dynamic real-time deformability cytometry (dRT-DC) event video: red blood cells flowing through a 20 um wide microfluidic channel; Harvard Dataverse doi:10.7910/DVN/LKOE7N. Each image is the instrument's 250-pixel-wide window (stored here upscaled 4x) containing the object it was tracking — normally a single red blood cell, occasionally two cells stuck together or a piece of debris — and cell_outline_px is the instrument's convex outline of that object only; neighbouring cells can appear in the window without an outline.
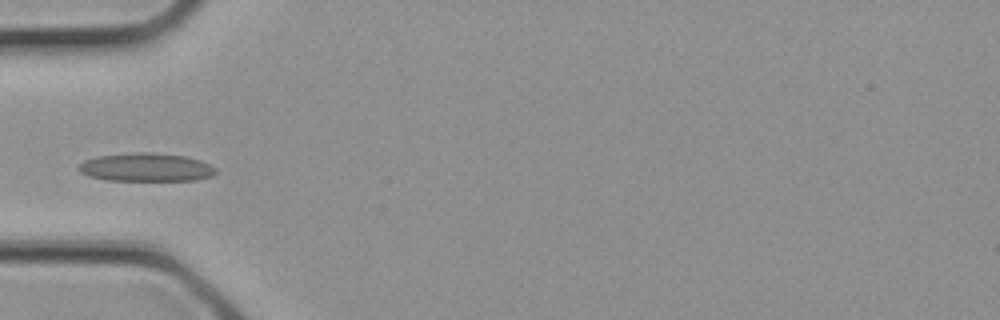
{"species": "common noctule bat (a hibernating species)", "species_latin": "Nyctalus noctula", "temperature_condition": "cold", "stored_images_in_passage": 2, "camera_frame_rate_fps": 3000, "um_per_image_px": 0.085, "animal": {"sex": "female", "body_mass_g": 21.9}, "frame": {"image": 1, "passage_image": 2, "time_ms": 0.333, "image_size_px": [1000, 320], "cell_outline_px": [[216, 172], [212, 176], [196, 180], [108, 180], [88, 176], [80, 172], [76, 168], [84, 160], [96, 156], [128, 152], [152, 152], [184, 156], [200, 160], [216, 168]], "centroid_in_image_um": [12.38, 14.21], "position_along_channel_um": 72.6, "area_um2": 22.77}}